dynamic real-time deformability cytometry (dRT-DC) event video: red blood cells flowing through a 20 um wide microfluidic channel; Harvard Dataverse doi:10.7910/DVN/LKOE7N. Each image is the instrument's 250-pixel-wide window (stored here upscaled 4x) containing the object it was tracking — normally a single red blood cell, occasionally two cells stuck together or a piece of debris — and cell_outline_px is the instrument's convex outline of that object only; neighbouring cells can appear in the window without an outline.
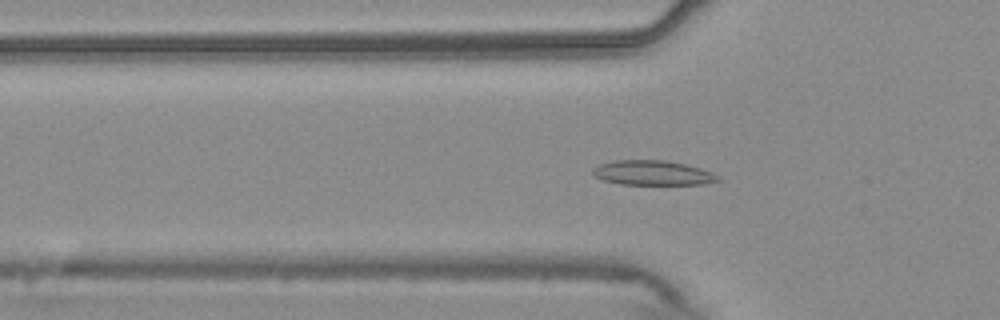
{"species": "common noctule bat (a hibernating species)", "species_latin": "Nyctalus noctula", "temperature_condition": "warm", "stored_images_in_passage": 41, "camera_frame_rate_fps": 3000, "um_per_image_px": 0.085, "animal": {"sex": "male", "body_mass_g": 20.4}, "frame": {"image": 1, "passage_image": 5, "time_ms": 1.333, "image_size_px": [1000, 320], "cell_outline_px": [[720, 180], [704, 184], [620, 184], [604, 180], [596, 176], [592, 172], [592, 168], [600, 164], [616, 160], [664, 160], [684, 164], [700, 168], [712, 172]], "centroid_in_image_um": [55.45, 14.69], "position_along_channel_um": 70.3, "area_um2": 17.74}}
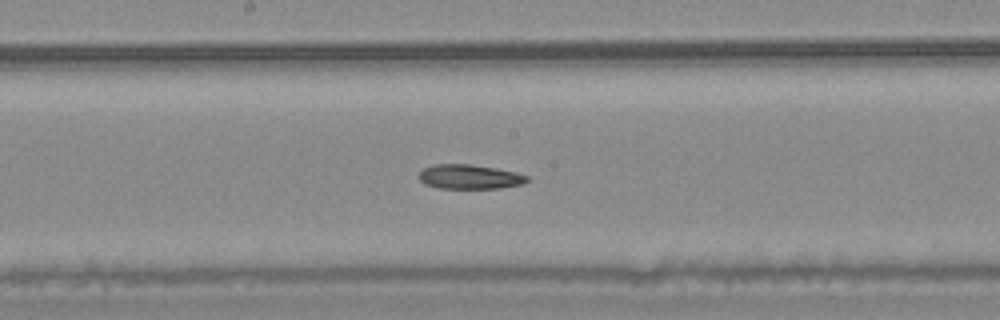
{"frame": {"image": 2, "passage_image": 16, "time_ms": 5.0, "image_size_px": [1000, 320], "cell_outline_px": [[532, 180], [524, 184], [500, 188], [436, 188], [424, 184], [420, 180], [420, 172], [424, 168], [436, 164], [468, 164], [496, 168], [516, 172], [528, 176]], "centroid_in_image_um": [39.97, 15.03], "position_along_channel_um": 208.2, "area_um2": 15.49}}
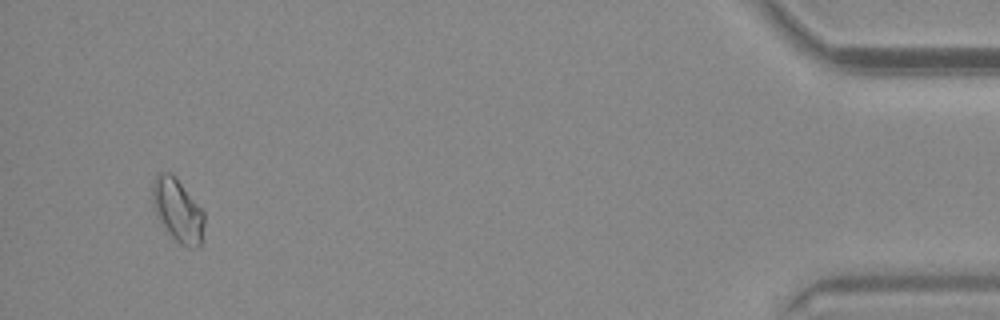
{"frame": {"image": 3, "passage_image": 39, "time_ms": 12.667, "image_size_px": [1000, 320], "cell_outline_px": [[204, 224], [200, 244], [196, 248], [188, 248], [180, 244], [172, 236], [156, 216], [152, 204], [152, 184], [156, 176], [160, 172], [168, 172], [180, 184], [204, 212]], "centroid_in_image_um": [15.08, 17.91], "position_along_channel_um": 420.1, "area_um2": 18.55}}